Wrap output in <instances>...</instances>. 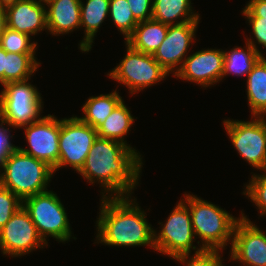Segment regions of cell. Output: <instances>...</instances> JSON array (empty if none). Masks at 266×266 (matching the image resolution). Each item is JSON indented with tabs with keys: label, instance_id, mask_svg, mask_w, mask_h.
<instances>
[{
	"label": "cell",
	"instance_id": "obj_19",
	"mask_svg": "<svg viewBox=\"0 0 266 266\" xmlns=\"http://www.w3.org/2000/svg\"><path fill=\"white\" fill-rule=\"evenodd\" d=\"M167 31V24L149 19L139 22L125 43L136 51L153 55L165 39Z\"/></svg>",
	"mask_w": 266,
	"mask_h": 266
},
{
	"label": "cell",
	"instance_id": "obj_36",
	"mask_svg": "<svg viewBox=\"0 0 266 266\" xmlns=\"http://www.w3.org/2000/svg\"><path fill=\"white\" fill-rule=\"evenodd\" d=\"M19 0H0V8L6 9L12 5H14Z\"/></svg>",
	"mask_w": 266,
	"mask_h": 266
},
{
	"label": "cell",
	"instance_id": "obj_12",
	"mask_svg": "<svg viewBox=\"0 0 266 266\" xmlns=\"http://www.w3.org/2000/svg\"><path fill=\"white\" fill-rule=\"evenodd\" d=\"M21 128L29 148H18L54 169L59 160L60 120L48 114Z\"/></svg>",
	"mask_w": 266,
	"mask_h": 266
},
{
	"label": "cell",
	"instance_id": "obj_7",
	"mask_svg": "<svg viewBox=\"0 0 266 266\" xmlns=\"http://www.w3.org/2000/svg\"><path fill=\"white\" fill-rule=\"evenodd\" d=\"M161 230L154 229L155 251L170 257L191 254L203 250L201 246L193 245L196 237L192 227L191 214L188 207L180 200L171 211Z\"/></svg>",
	"mask_w": 266,
	"mask_h": 266
},
{
	"label": "cell",
	"instance_id": "obj_13",
	"mask_svg": "<svg viewBox=\"0 0 266 266\" xmlns=\"http://www.w3.org/2000/svg\"><path fill=\"white\" fill-rule=\"evenodd\" d=\"M230 260L241 266H266V233L241 211L231 245Z\"/></svg>",
	"mask_w": 266,
	"mask_h": 266
},
{
	"label": "cell",
	"instance_id": "obj_17",
	"mask_svg": "<svg viewBox=\"0 0 266 266\" xmlns=\"http://www.w3.org/2000/svg\"><path fill=\"white\" fill-rule=\"evenodd\" d=\"M48 32L53 36L69 34L80 29L81 0H44Z\"/></svg>",
	"mask_w": 266,
	"mask_h": 266
},
{
	"label": "cell",
	"instance_id": "obj_4",
	"mask_svg": "<svg viewBox=\"0 0 266 266\" xmlns=\"http://www.w3.org/2000/svg\"><path fill=\"white\" fill-rule=\"evenodd\" d=\"M54 170L47 163L22 152L18 147L5 159L0 169V185L21 201L48 191Z\"/></svg>",
	"mask_w": 266,
	"mask_h": 266
},
{
	"label": "cell",
	"instance_id": "obj_26",
	"mask_svg": "<svg viewBox=\"0 0 266 266\" xmlns=\"http://www.w3.org/2000/svg\"><path fill=\"white\" fill-rule=\"evenodd\" d=\"M36 59L35 53L6 52L4 84L31 79L41 65Z\"/></svg>",
	"mask_w": 266,
	"mask_h": 266
},
{
	"label": "cell",
	"instance_id": "obj_33",
	"mask_svg": "<svg viewBox=\"0 0 266 266\" xmlns=\"http://www.w3.org/2000/svg\"><path fill=\"white\" fill-rule=\"evenodd\" d=\"M134 18L138 22L152 19L153 0H127Z\"/></svg>",
	"mask_w": 266,
	"mask_h": 266
},
{
	"label": "cell",
	"instance_id": "obj_14",
	"mask_svg": "<svg viewBox=\"0 0 266 266\" xmlns=\"http://www.w3.org/2000/svg\"><path fill=\"white\" fill-rule=\"evenodd\" d=\"M199 22L168 25L165 39L153 54V58L173 76L181 68L188 49L195 41Z\"/></svg>",
	"mask_w": 266,
	"mask_h": 266
},
{
	"label": "cell",
	"instance_id": "obj_5",
	"mask_svg": "<svg viewBox=\"0 0 266 266\" xmlns=\"http://www.w3.org/2000/svg\"><path fill=\"white\" fill-rule=\"evenodd\" d=\"M29 80L6 83L0 92V118L10 128L20 129L42 116L41 93Z\"/></svg>",
	"mask_w": 266,
	"mask_h": 266
},
{
	"label": "cell",
	"instance_id": "obj_2",
	"mask_svg": "<svg viewBox=\"0 0 266 266\" xmlns=\"http://www.w3.org/2000/svg\"><path fill=\"white\" fill-rule=\"evenodd\" d=\"M136 200L131 195L101 198L95 244L115 247L149 246L155 251L154 229Z\"/></svg>",
	"mask_w": 266,
	"mask_h": 266
},
{
	"label": "cell",
	"instance_id": "obj_32",
	"mask_svg": "<svg viewBox=\"0 0 266 266\" xmlns=\"http://www.w3.org/2000/svg\"><path fill=\"white\" fill-rule=\"evenodd\" d=\"M4 125H7L8 128ZM10 131L9 125L0 118V169L5 159L18 147L11 143L10 139L13 135L10 134Z\"/></svg>",
	"mask_w": 266,
	"mask_h": 266
},
{
	"label": "cell",
	"instance_id": "obj_27",
	"mask_svg": "<svg viewBox=\"0 0 266 266\" xmlns=\"http://www.w3.org/2000/svg\"><path fill=\"white\" fill-rule=\"evenodd\" d=\"M116 28L124 36L126 40L138 25V21L134 18L130 10L127 0H110L109 16Z\"/></svg>",
	"mask_w": 266,
	"mask_h": 266
},
{
	"label": "cell",
	"instance_id": "obj_1",
	"mask_svg": "<svg viewBox=\"0 0 266 266\" xmlns=\"http://www.w3.org/2000/svg\"><path fill=\"white\" fill-rule=\"evenodd\" d=\"M142 158L118 141L97 136L78 174L92 185L101 184L102 198L126 197L139 184Z\"/></svg>",
	"mask_w": 266,
	"mask_h": 266
},
{
	"label": "cell",
	"instance_id": "obj_6",
	"mask_svg": "<svg viewBox=\"0 0 266 266\" xmlns=\"http://www.w3.org/2000/svg\"><path fill=\"white\" fill-rule=\"evenodd\" d=\"M22 206L46 243L49 236L58 242L70 241L72 228L66 209L55 192L48 190L28 197L22 201Z\"/></svg>",
	"mask_w": 266,
	"mask_h": 266
},
{
	"label": "cell",
	"instance_id": "obj_22",
	"mask_svg": "<svg viewBox=\"0 0 266 266\" xmlns=\"http://www.w3.org/2000/svg\"><path fill=\"white\" fill-rule=\"evenodd\" d=\"M246 92L251 116L266 117V57L262 56L246 76Z\"/></svg>",
	"mask_w": 266,
	"mask_h": 266
},
{
	"label": "cell",
	"instance_id": "obj_34",
	"mask_svg": "<svg viewBox=\"0 0 266 266\" xmlns=\"http://www.w3.org/2000/svg\"><path fill=\"white\" fill-rule=\"evenodd\" d=\"M6 51L0 46V84L4 85V69H5Z\"/></svg>",
	"mask_w": 266,
	"mask_h": 266
},
{
	"label": "cell",
	"instance_id": "obj_21",
	"mask_svg": "<svg viewBox=\"0 0 266 266\" xmlns=\"http://www.w3.org/2000/svg\"><path fill=\"white\" fill-rule=\"evenodd\" d=\"M135 121V116L131 114V110L122 100L112 111V113L105 119V121L96 129L99 138L111 139L118 141L130 149H133L140 157L139 151L130 144H127L125 136L131 131V126Z\"/></svg>",
	"mask_w": 266,
	"mask_h": 266
},
{
	"label": "cell",
	"instance_id": "obj_35",
	"mask_svg": "<svg viewBox=\"0 0 266 266\" xmlns=\"http://www.w3.org/2000/svg\"><path fill=\"white\" fill-rule=\"evenodd\" d=\"M6 27H7L6 11L5 9L0 8V37L5 31Z\"/></svg>",
	"mask_w": 266,
	"mask_h": 266
},
{
	"label": "cell",
	"instance_id": "obj_28",
	"mask_svg": "<svg viewBox=\"0 0 266 266\" xmlns=\"http://www.w3.org/2000/svg\"><path fill=\"white\" fill-rule=\"evenodd\" d=\"M31 36L6 27L0 37V46L9 53H36L38 42Z\"/></svg>",
	"mask_w": 266,
	"mask_h": 266
},
{
	"label": "cell",
	"instance_id": "obj_15",
	"mask_svg": "<svg viewBox=\"0 0 266 266\" xmlns=\"http://www.w3.org/2000/svg\"><path fill=\"white\" fill-rule=\"evenodd\" d=\"M223 66L224 50L202 49L188 55L174 77L206 88L222 81Z\"/></svg>",
	"mask_w": 266,
	"mask_h": 266
},
{
	"label": "cell",
	"instance_id": "obj_18",
	"mask_svg": "<svg viewBox=\"0 0 266 266\" xmlns=\"http://www.w3.org/2000/svg\"><path fill=\"white\" fill-rule=\"evenodd\" d=\"M80 3L81 27L84 38L78 44L83 53L91 51L94 37L107 16H109L110 0H86Z\"/></svg>",
	"mask_w": 266,
	"mask_h": 266
},
{
	"label": "cell",
	"instance_id": "obj_24",
	"mask_svg": "<svg viewBox=\"0 0 266 266\" xmlns=\"http://www.w3.org/2000/svg\"><path fill=\"white\" fill-rule=\"evenodd\" d=\"M245 49L235 46L224 51V66L222 80L227 75L247 76L256 62L262 57L250 44L245 43Z\"/></svg>",
	"mask_w": 266,
	"mask_h": 266
},
{
	"label": "cell",
	"instance_id": "obj_16",
	"mask_svg": "<svg viewBox=\"0 0 266 266\" xmlns=\"http://www.w3.org/2000/svg\"><path fill=\"white\" fill-rule=\"evenodd\" d=\"M7 27L29 36L48 30L44 0H19L5 9Z\"/></svg>",
	"mask_w": 266,
	"mask_h": 266
},
{
	"label": "cell",
	"instance_id": "obj_10",
	"mask_svg": "<svg viewBox=\"0 0 266 266\" xmlns=\"http://www.w3.org/2000/svg\"><path fill=\"white\" fill-rule=\"evenodd\" d=\"M96 138L97 130L84 123L79 117L73 115L70 118H61L59 160L53 169L54 173L68 166L78 173Z\"/></svg>",
	"mask_w": 266,
	"mask_h": 266
},
{
	"label": "cell",
	"instance_id": "obj_20",
	"mask_svg": "<svg viewBox=\"0 0 266 266\" xmlns=\"http://www.w3.org/2000/svg\"><path fill=\"white\" fill-rule=\"evenodd\" d=\"M191 4V0H153L152 19L167 25L200 22Z\"/></svg>",
	"mask_w": 266,
	"mask_h": 266
},
{
	"label": "cell",
	"instance_id": "obj_3",
	"mask_svg": "<svg viewBox=\"0 0 266 266\" xmlns=\"http://www.w3.org/2000/svg\"><path fill=\"white\" fill-rule=\"evenodd\" d=\"M181 201L188 207L197 241L203 249L225 250L232 245L233 232L240 217H235L212 202L186 193ZM231 242V243H230ZM200 243V244H199ZM227 244V245H226Z\"/></svg>",
	"mask_w": 266,
	"mask_h": 266
},
{
	"label": "cell",
	"instance_id": "obj_25",
	"mask_svg": "<svg viewBox=\"0 0 266 266\" xmlns=\"http://www.w3.org/2000/svg\"><path fill=\"white\" fill-rule=\"evenodd\" d=\"M242 9V15L247 19L252 30V38H254L247 37L245 42L264 56L258 45L266 48V0H249Z\"/></svg>",
	"mask_w": 266,
	"mask_h": 266
},
{
	"label": "cell",
	"instance_id": "obj_11",
	"mask_svg": "<svg viewBox=\"0 0 266 266\" xmlns=\"http://www.w3.org/2000/svg\"><path fill=\"white\" fill-rule=\"evenodd\" d=\"M47 247L29 213L21 206L0 229V249L3 255L21 257L33 250Z\"/></svg>",
	"mask_w": 266,
	"mask_h": 266
},
{
	"label": "cell",
	"instance_id": "obj_29",
	"mask_svg": "<svg viewBox=\"0 0 266 266\" xmlns=\"http://www.w3.org/2000/svg\"><path fill=\"white\" fill-rule=\"evenodd\" d=\"M242 194L246 195L251 202L255 204L260 217L266 215V172L261 174H252L249 183L245 185Z\"/></svg>",
	"mask_w": 266,
	"mask_h": 266
},
{
	"label": "cell",
	"instance_id": "obj_8",
	"mask_svg": "<svg viewBox=\"0 0 266 266\" xmlns=\"http://www.w3.org/2000/svg\"><path fill=\"white\" fill-rule=\"evenodd\" d=\"M125 46L124 58L107 75L109 79L127 87L131 95L161 82L170 75L153 55L136 51L126 43Z\"/></svg>",
	"mask_w": 266,
	"mask_h": 266
},
{
	"label": "cell",
	"instance_id": "obj_23",
	"mask_svg": "<svg viewBox=\"0 0 266 266\" xmlns=\"http://www.w3.org/2000/svg\"><path fill=\"white\" fill-rule=\"evenodd\" d=\"M117 89L109 94L91 96L82 106L83 116L79 117L84 123L97 129L122 101Z\"/></svg>",
	"mask_w": 266,
	"mask_h": 266
},
{
	"label": "cell",
	"instance_id": "obj_30",
	"mask_svg": "<svg viewBox=\"0 0 266 266\" xmlns=\"http://www.w3.org/2000/svg\"><path fill=\"white\" fill-rule=\"evenodd\" d=\"M221 252L223 251L203 249L200 252L194 253V255L185 254L172 259L185 266H224V264H222Z\"/></svg>",
	"mask_w": 266,
	"mask_h": 266
},
{
	"label": "cell",
	"instance_id": "obj_31",
	"mask_svg": "<svg viewBox=\"0 0 266 266\" xmlns=\"http://www.w3.org/2000/svg\"><path fill=\"white\" fill-rule=\"evenodd\" d=\"M22 206V201L9 189L0 185V229Z\"/></svg>",
	"mask_w": 266,
	"mask_h": 266
},
{
	"label": "cell",
	"instance_id": "obj_9",
	"mask_svg": "<svg viewBox=\"0 0 266 266\" xmlns=\"http://www.w3.org/2000/svg\"><path fill=\"white\" fill-rule=\"evenodd\" d=\"M251 119H224L223 127L242 159L261 172L266 168V117Z\"/></svg>",
	"mask_w": 266,
	"mask_h": 266
}]
</instances>
